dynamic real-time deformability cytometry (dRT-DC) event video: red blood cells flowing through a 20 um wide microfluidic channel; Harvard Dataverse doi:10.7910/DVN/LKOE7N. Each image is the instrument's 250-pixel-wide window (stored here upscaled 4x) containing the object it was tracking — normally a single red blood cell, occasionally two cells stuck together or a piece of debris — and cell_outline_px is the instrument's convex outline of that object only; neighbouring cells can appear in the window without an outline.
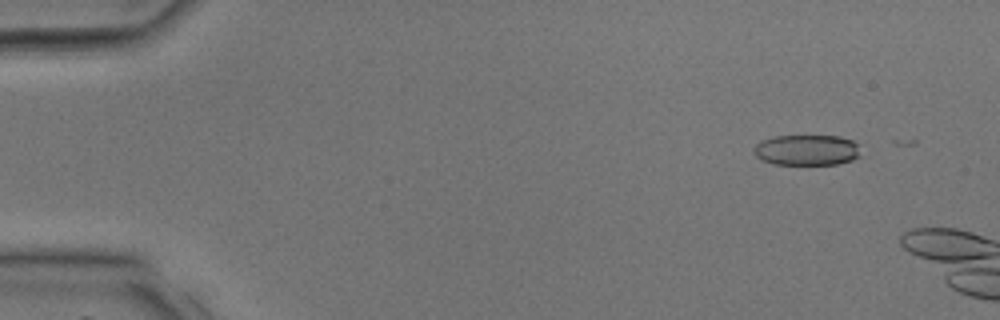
{"species": "common noctule bat (a hibernating species)", "species_latin": "Nyctalus noctula", "temperature_condition": "room temperature", "stored_images_in_passage": 4, "camera_frame_rate_fps": 3000, "um_per_image_px": 0.085, "animal": {"sex": "male", "body_mass_g": 17.9, "forearm_length_mm": 54.2}, "frame": {"image": 1, "passage_image": 1, "time_ms": 0.0, "image_size_px": [1000, 320], "cell_outline_px": [[860, 156], [852, 160], [836, 164], [772, 164], [760, 160], [752, 152], [756, 144], [760, 140], [772, 136], [840, 136], [852, 140], [856, 144]], "centroid_in_image_um": [68.51, 12.75], "position_along_channel_um": 16.5, "area_um2": 19.19}}